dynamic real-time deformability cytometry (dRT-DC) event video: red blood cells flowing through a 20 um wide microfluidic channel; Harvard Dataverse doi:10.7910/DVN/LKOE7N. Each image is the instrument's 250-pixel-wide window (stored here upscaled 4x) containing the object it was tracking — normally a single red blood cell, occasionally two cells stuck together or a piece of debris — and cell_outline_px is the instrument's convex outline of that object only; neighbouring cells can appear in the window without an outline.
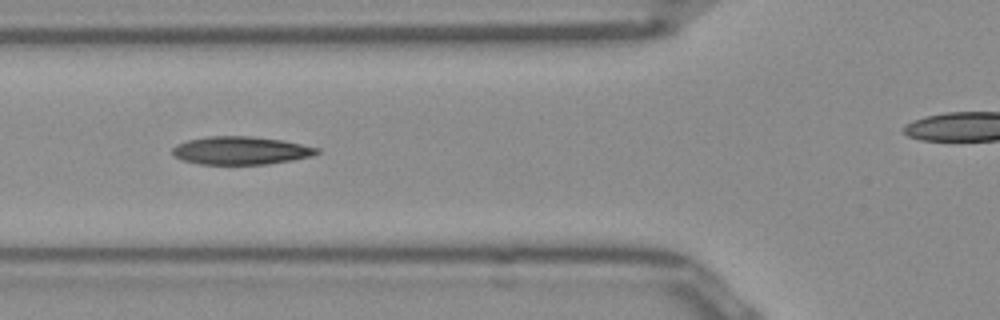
{"species": "Egyptian fruit bat (a non-hibernating species)", "species_latin": "Rousettus aegyptiacus", "temperature_condition": "room temperature", "stored_images_in_passage": 35, "camera_frame_rate_fps": 3000, "um_per_image_px": 0.085, "frame": {"image": 1, "passage_image": 6, "time_ms": 1.667, "image_size_px": [1000, 320], "cell_outline_px": [[320, 152], [312, 156], [292, 160], [268, 164], [200, 164], [180, 160], [172, 152], [172, 148], [176, 144], [188, 140], [208, 136], [252, 136], [284, 140], [320, 148]], "centroid_in_image_um": [20.48, 12.79], "position_along_channel_um": 105.3, "area_um2": 23.76}}
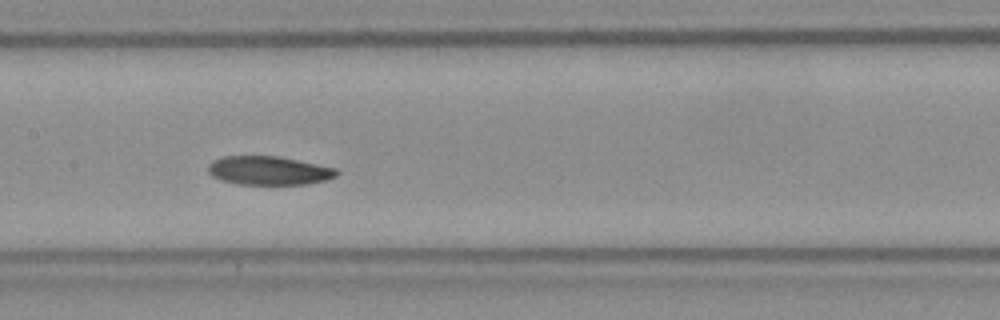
{"frame": {"image": 2, "passage_image": 11, "time_ms": 3.333, "image_size_px": [1000, 320], "cell_outline_px": [[340, 172], [336, 176], [328, 180], [304, 184], [236, 184], [220, 180], [212, 176], [208, 172], [208, 164], [212, 160], [224, 156], [276, 156], [336, 168]], "centroid_in_image_um": [22.82, 14.5], "position_along_channel_um": 184.6, "area_um2": 21.5}}
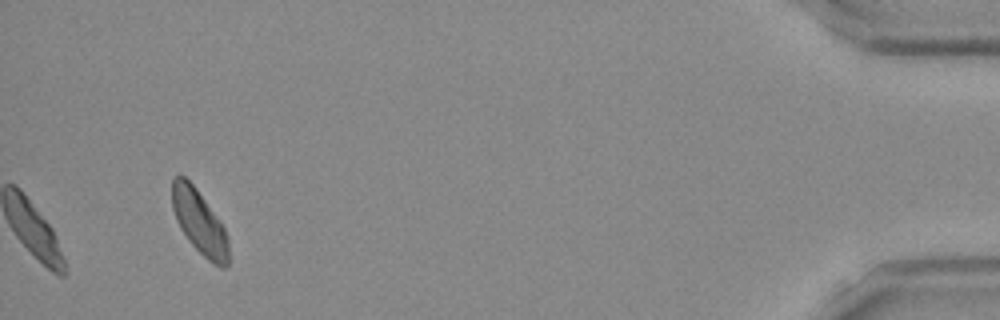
{"frame": {"image": 3, "passage_image": 35, "time_ms": 11.333, "image_size_px": [1000, 320], "cell_outline_px": [[228, 264], [224, 268], [220, 268], [212, 264], [188, 240], [180, 228], [176, 220], [172, 208], [172, 180], [176, 176], [184, 176], [196, 188], [224, 228], [228, 236]], "centroid_in_image_um": [16.94, 18.91], "position_along_channel_um": 418.3, "area_um2": 20.81}, "authors_computed_cell_mechanics": {"area_um2": 21.097, "velocity_mm_per_s": 3.9879, "shape_relaxation_time_tau1_ms": 3.3069, "shape_relaxation_time_tau2_ms": 1.8161, "deformation_change_tau1": 0.1197, "deformation_change_tau2": 0.0634}}